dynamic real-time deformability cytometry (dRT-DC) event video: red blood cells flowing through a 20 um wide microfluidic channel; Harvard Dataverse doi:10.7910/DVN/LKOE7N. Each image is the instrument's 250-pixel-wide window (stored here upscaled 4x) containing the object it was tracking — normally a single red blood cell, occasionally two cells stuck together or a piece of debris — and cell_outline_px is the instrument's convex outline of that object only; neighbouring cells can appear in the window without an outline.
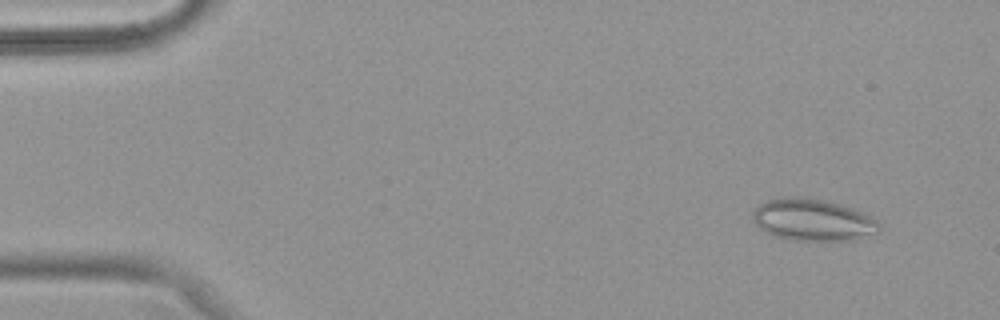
{"species": "common noctule bat (a hibernating species)", "species_latin": "Nyctalus noctula", "temperature_condition": "warm", "stored_images_in_passage": 51, "camera_frame_rate_fps": 3000, "um_per_image_px": 0.085, "animal": {"sex": "female", "body_mass_g": 18.4}, "frame": {"image": 1, "passage_image": 5, "time_ms": 1.333, "image_size_px": [1000, 320], "cell_outline_px": [[880, 232], [852, 240], [792, 240], [772, 236], [760, 228], [756, 224], [752, 216], [752, 212], [756, 204], [768, 200], [788, 196], [824, 200], [840, 204], [852, 208], [876, 220], [880, 224]], "centroid_in_image_um": [69.05, 18.69], "position_along_channel_um": 16.0, "area_um2": 30.81}}
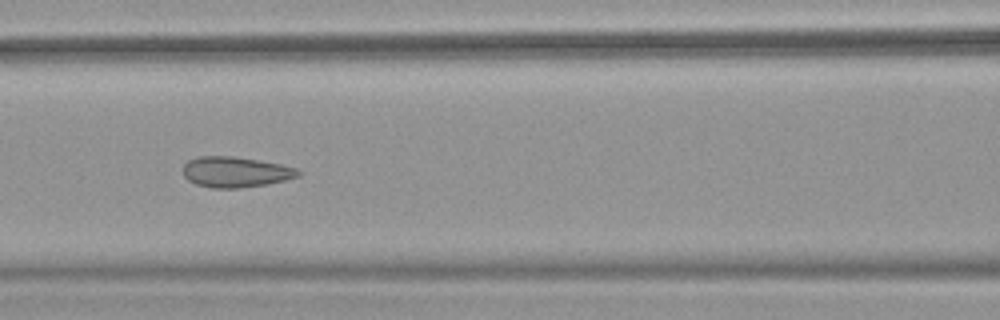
{"frame": {"image": 2, "passage_image": 23, "time_ms": 7.333, "image_size_px": [1000, 320], "cell_outline_px": [[300, 176], [268, 184], [240, 188], [212, 188], [196, 184], [188, 180], [184, 176], [184, 164], [188, 160], [200, 156], [232, 156], [280, 164], [296, 168], [300, 172]], "centroid_in_image_um": [20.01, 14.62], "position_along_channel_um": 146.6, "area_um2": 20.4}}
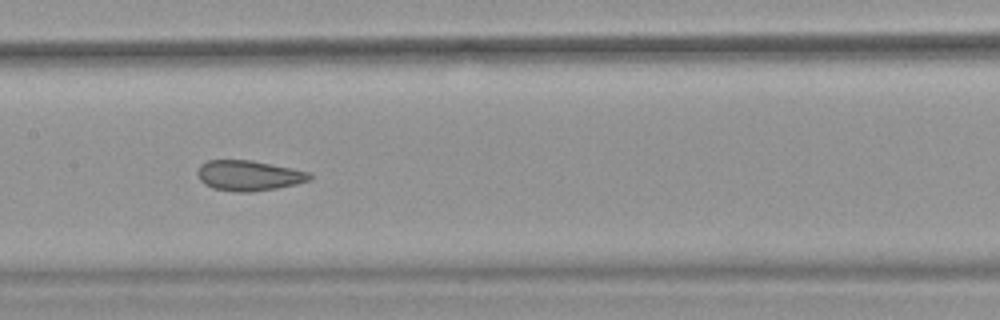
{"frame": {"image": 3, "passage_image": 26, "time_ms": 8.333, "image_size_px": [1000, 320], "cell_outline_px": [[312, 176], [308, 180], [296, 184], [276, 188], [252, 192], [236, 192], [212, 188], [204, 184], [200, 180], [196, 172], [200, 164], [208, 160], [252, 160], [308, 172]], "centroid_in_image_um": [21.08, 14.92], "position_along_channel_um": 186.3, "area_um2": 19.71}, "authors_computed_cell_mechanics": {"area_um2": 21.8484, "velocity_mm_per_s": 3.9876, "shape_relaxation_time_tau1_ms": null, "shape_relaxation_time_tau2_ms": 1.0082, "deformation_change_tau1": null, "deformation_change_tau2": 0.0679}}